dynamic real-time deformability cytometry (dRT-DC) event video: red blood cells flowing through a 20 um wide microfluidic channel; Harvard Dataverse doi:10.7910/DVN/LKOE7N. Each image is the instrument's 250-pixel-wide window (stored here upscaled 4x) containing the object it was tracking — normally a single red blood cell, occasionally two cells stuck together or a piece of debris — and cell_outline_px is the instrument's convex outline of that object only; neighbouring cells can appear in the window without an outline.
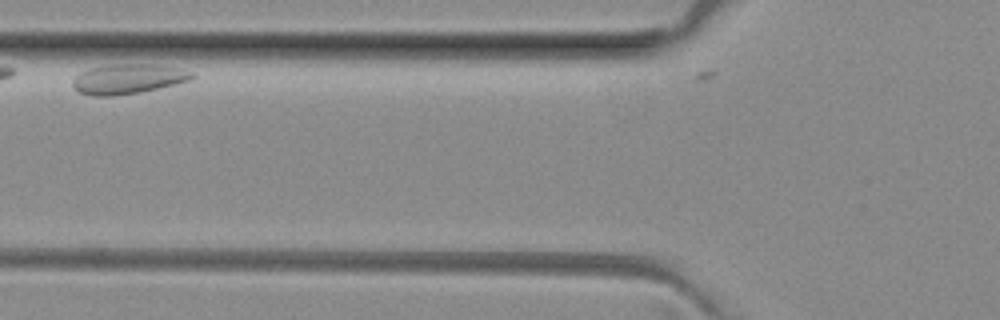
{"species": "common noctule bat (a hibernating species)", "species_latin": "Nyctalus noctula", "temperature_condition": "room temperature", "stored_images_in_passage": 7, "camera_frame_rate_fps": 3000, "um_per_image_px": 0.085, "animal": {"sex": "female", "body_mass_g": 29.2, "forearm_length_mm": 56.3}, "frame": {"image": 1, "passage_image": 4, "time_ms": 1.0, "image_size_px": [1000, 320], "cell_outline_px": [[196, 76], [192, 80], [176, 84], [140, 92], [116, 96], [92, 96], [80, 92], [72, 84], [72, 80], [80, 72], [88, 68], [112, 64], [160, 64], [180, 68], [192, 72]], "centroid_in_image_um": [10.91, 6.7], "position_along_channel_um": 114.9, "area_um2": 20.98}}